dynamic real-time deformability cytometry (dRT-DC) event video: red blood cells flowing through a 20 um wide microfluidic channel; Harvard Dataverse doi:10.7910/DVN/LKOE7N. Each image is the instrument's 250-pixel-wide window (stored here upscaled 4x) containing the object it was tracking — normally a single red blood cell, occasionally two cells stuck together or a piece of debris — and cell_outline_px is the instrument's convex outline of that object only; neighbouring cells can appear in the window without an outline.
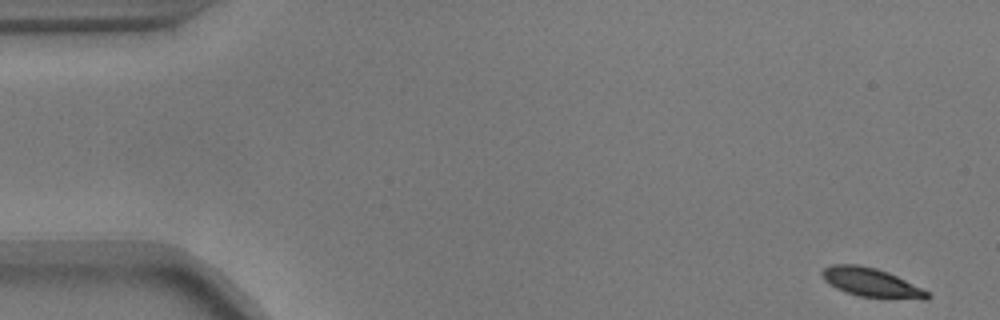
{"species": "common noctule bat (a hibernating species)", "species_latin": "Nyctalus noctula", "temperature_condition": "warm", "stored_images_in_passage": 10, "camera_frame_rate_fps": 3000, "um_per_image_px": 0.085, "animal": {"sex": "male", "body_mass_g": 17.9}, "frame": {"image": 1, "passage_image": 1, "time_ms": 0.0, "image_size_px": [1000, 320], "cell_outline_px": [[932, 296], [928, 300], [924, 300], [860, 296], [844, 292], [828, 284], [824, 280], [820, 272], [824, 268], [832, 264], [856, 264], [876, 268], [888, 272], [928, 292]], "centroid_in_image_um": [74.03, 24.02], "position_along_channel_um": 11.0, "area_um2": 17.69}}